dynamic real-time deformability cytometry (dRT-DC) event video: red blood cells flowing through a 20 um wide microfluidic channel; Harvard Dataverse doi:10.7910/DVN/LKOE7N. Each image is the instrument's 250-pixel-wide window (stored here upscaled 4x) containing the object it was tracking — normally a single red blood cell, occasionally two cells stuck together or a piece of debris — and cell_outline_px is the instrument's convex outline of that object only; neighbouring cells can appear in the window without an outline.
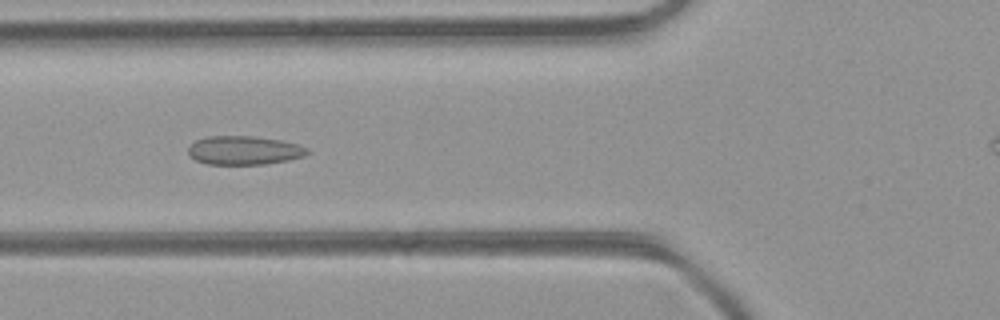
{"species": "common noctule bat (a hibernating species)", "species_latin": "Nyctalus noctula", "temperature_condition": "room temperature", "stored_images_in_passage": 26, "camera_frame_rate_fps": 3000, "um_per_image_px": 0.085, "animal": {"sex": "female", "body_mass_g": 21.9}, "frame": {"image": 1, "passage_image": 3, "time_ms": 0.667, "image_size_px": [1000, 320], "cell_outline_px": [[308, 152], [304, 156], [288, 160], [264, 164], [208, 164], [196, 160], [188, 156], [188, 148], [196, 140], [208, 136], [256, 136], [280, 140], [300, 144], [308, 148]], "centroid_in_image_um": [20.75, 12.77], "position_along_channel_um": 105.0, "area_um2": 20.0}}
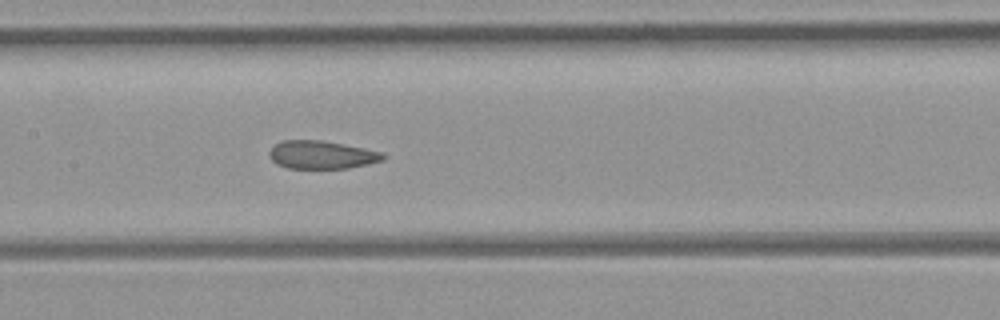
{"frame": {"image": 2, "passage_image": 8, "time_ms": 2.333, "image_size_px": [1000, 320], "cell_outline_px": [[388, 156], [384, 160], [368, 164], [348, 168], [288, 168], [276, 164], [268, 156], [268, 152], [280, 140], [320, 140], [364, 148], [384, 152]], "centroid_in_image_um": [27.36, 13.16], "position_along_channel_um": 180.0, "area_um2": 18.73}}
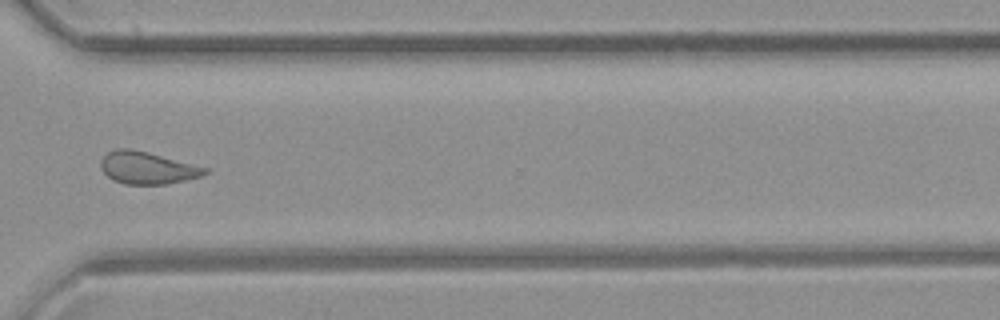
{"frame": {"image": 3, "passage_image": 20, "time_ms": 6.333, "image_size_px": [1000, 320], "cell_outline_px": [[208, 172], [200, 176], [184, 180], [164, 184], [124, 184], [112, 180], [100, 168], [100, 160], [108, 152], [116, 148], [128, 148], [148, 152], [208, 168]], "centroid_in_image_um": [12.47, 14.26], "position_along_channel_um": 358.1, "area_um2": 19.42}}